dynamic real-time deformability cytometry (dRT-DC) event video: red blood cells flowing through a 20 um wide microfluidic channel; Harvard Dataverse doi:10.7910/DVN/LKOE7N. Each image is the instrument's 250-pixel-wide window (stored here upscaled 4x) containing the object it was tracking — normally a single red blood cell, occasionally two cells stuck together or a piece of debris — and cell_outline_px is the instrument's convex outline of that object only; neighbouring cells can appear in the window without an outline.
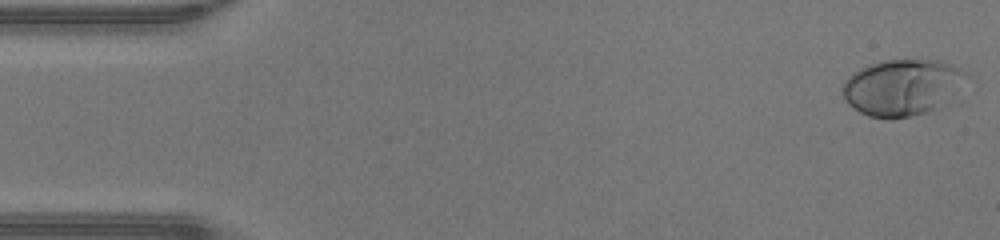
{"species": "human", "species_latin": "Homo sapiens", "temperature_condition": "warm", "stored_images_in_passage": 46, "camera_frame_rate_fps": 3000, "um_per_image_px": 0.085, "donor": {"sex": "male"}, "frame": {"image": 1, "passage_image": 1, "time_ms": 0.0, "image_size_px": [1000, 240], "cell_outline_px": [[964, 72], [936, 108], [928, 112], [908, 116], [868, 116], [860, 112], [848, 104], [844, 100], [840, 88], [844, 80], [848, 76], [860, 68], [868, 64], [884, 60], [944, 60], [960, 68]], "centroid_in_image_um": [76.48, 7.38], "position_along_channel_um": 8.5, "area_um2": 38.84}}
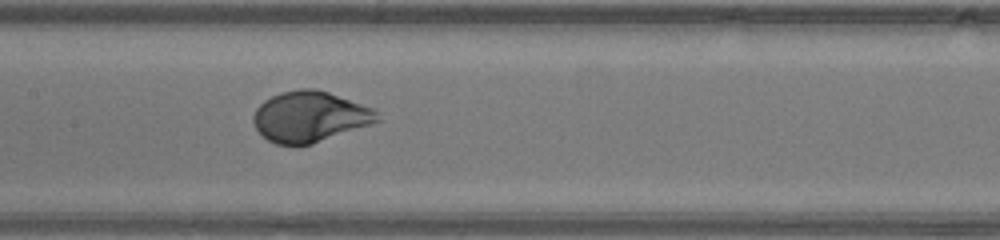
{"frame": {"image": 2, "passage_image": 22, "time_ms": 7.0, "image_size_px": [1000, 240], "cell_outline_px": [[380, 120], [372, 124], [312, 144], [276, 144], [268, 140], [256, 128], [252, 120], [252, 116], [256, 108], [264, 100], [280, 92], [300, 88], [312, 88], [328, 92], [376, 108]], "centroid_in_image_um": [26.35, 9.9], "position_along_channel_um": 181.0, "area_um2": 36.65}}
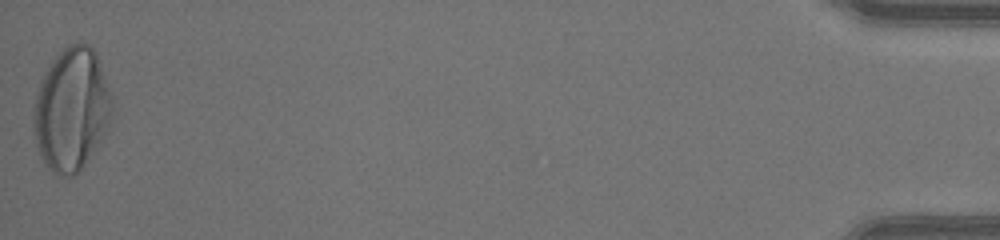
{"frame": {"image": 3, "passage_image": 46, "time_ms": 15.0, "image_size_px": [1000, 240], "cell_outline_px": [[112, 116], [100, 140], [76, 176], [52, 176], [44, 164], [40, 156], [36, 144], [32, 120], [36, 92], [40, 80], [52, 60], [68, 44], [88, 44], [96, 52], [112, 92]], "centroid_in_image_um": [6.06, 9.32], "position_along_channel_um": 429.1, "area_um2": 56.53}, "authors_computed_cell_mechanics": {"area_um2": 37.3966, "velocity_mm_per_s": 4.4371, "shape_relaxation_time_tau1_ms": 2.4859, "shape_relaxation_time_tau2_ms": null, "deformation_change_tau1": 0.2037, "deformation_change_tau2": null}}